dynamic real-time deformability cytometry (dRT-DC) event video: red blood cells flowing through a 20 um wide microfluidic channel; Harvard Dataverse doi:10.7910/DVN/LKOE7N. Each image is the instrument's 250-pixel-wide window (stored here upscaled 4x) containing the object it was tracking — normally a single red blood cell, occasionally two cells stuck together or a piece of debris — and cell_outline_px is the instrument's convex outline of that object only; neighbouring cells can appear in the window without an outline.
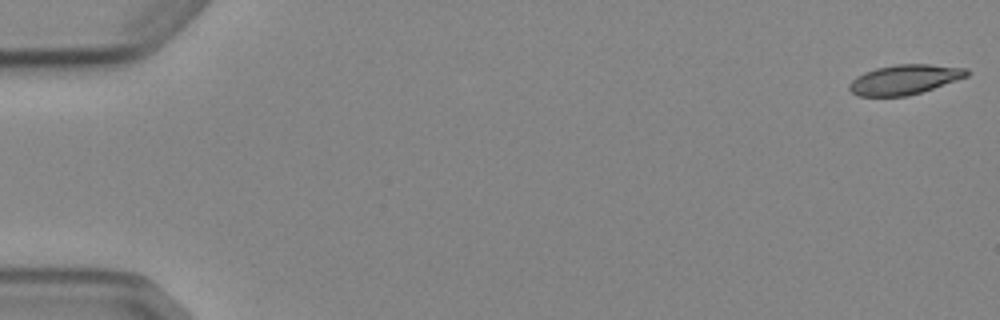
{"species": "Egyptian fruit bat (a non-hibernating species)", "species_latin": "Rousettus aegyptiacus", "temperature_condition": "cold", "stored_images_in_passage": 5, "camera_frame_rate_fps": 3000, "um_per_image_px": 0.085, "animal": {"sex": "female"}, "frame": {"image": 1, "passage_image": 1, "time_ms": 0.0, "image_size_px": [1000, 320], "cell_outline_px": [[972, 72], [968, 76], [908, 96], [856, 96], [848, 88], [848, 84], [856, 76], [864, 72], [876, 68], [896, 64], [928, 64], [968, 68]], "centroid_in_image_um": [76.88, 6.75], "position_along_channel_um": 8.1, "area_um2": 20.4}}
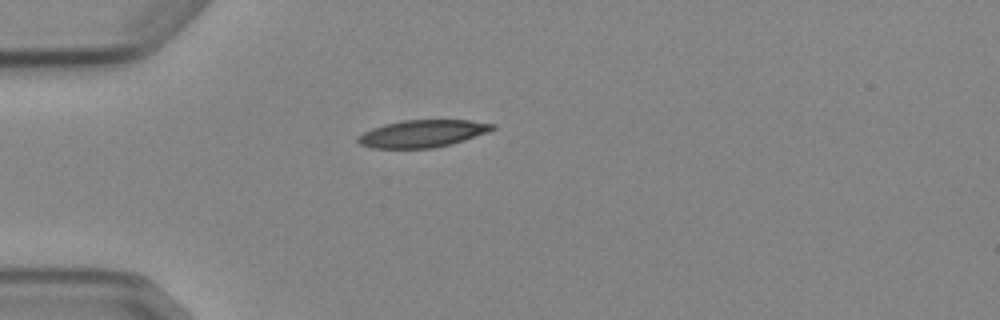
{"frame": {"image": 2, "passage_image": 5, "time_ms": 4.667, "image_size_px": [1000, 320], "cell_outline_px": [[496, 128], [488, 132], [452, 144], [432, 148], [372, 148], [360, 144], [356, 140], [356, 136], [372, 128], [384, 124], [404, 120], [472, 120], [496, 124]], "centroid_in_image_um": [35.92, 11.35], "position_along_channel_um": 49.1, "area_um2": 21.5}}